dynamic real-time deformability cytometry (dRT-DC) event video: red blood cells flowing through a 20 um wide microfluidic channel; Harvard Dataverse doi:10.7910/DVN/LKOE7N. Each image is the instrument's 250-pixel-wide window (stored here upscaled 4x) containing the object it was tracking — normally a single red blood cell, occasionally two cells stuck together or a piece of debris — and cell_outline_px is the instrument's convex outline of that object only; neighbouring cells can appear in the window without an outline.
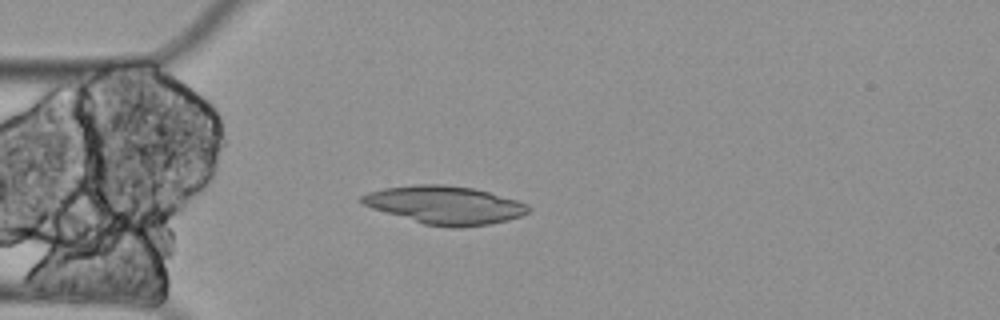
{"species": "Egyptian fruit bat (a non-hibernating species)", "species_latin": "Rousettus aegyptiacus", "temperature_condition": "cold", "stored_images_in_passage": 3, "camera_frame_rate_fps": 3000, "um_per_image_px": 0.085, "animal": {"sex": "female"}, "frame": {"image": 1, "passage_image": 1, "time_ms": 0.0, "image_size_px": [1000, 320], "cell_outline_px": [[532, 208], [528, 212], [520, 216], [508, 220], [488, 224], [460, 228], [452, 228], [424, 224], [372, 208], [364, 204], [360, 200], [360, 196], [368, 192], [384, 188], [416, 184], [444, 184], [472, 188], [488, 192], [516, 200], [528, 204]], "centroid_in_image_um": [37.82, 17.43], "position_along_channel_um": 47.2, "area_um2": 36.82}}